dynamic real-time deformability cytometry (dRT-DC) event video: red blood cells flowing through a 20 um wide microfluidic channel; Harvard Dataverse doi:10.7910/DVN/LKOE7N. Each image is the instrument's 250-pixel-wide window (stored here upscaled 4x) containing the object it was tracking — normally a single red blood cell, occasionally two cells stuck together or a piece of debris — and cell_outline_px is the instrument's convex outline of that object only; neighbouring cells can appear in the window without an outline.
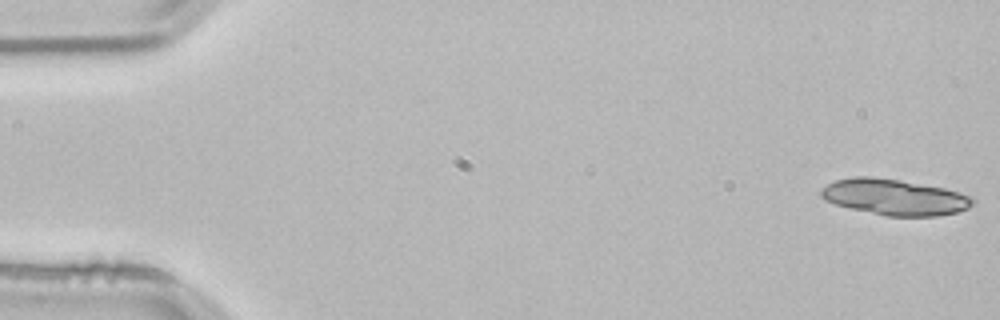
{"species": "common noctule bat (a hibernating species)", "species_latin": "Nyctalus noctula", "temperature_condition": "room temperature", "stored_images_in_passage": 25, "camera_frame_rate_fps": 3000, "um_per_image_px": 0.085, "animal": {"sex": "male", "body_mass_g": 21.5, "forearm_length_mm": 52.0}, "frame": {"image": 1, "passage_image": 1, "time_ms": 0.0, "image_size_px": [1000, 320], "cell_outline_px": [[976, 200], [968, 208], [956, 212], [936, 216], [884, 216], [836, 204], [824, 200], [820, 196], [820, 188], [836, 180], [856, 176], [872, 176], [900, 180], [944, 188], [960, 192], [972, 196]], "centroid_in_image_um": [76.04, 16.75], "position_along_channel_um": 9.0, "area_um2": 31.79}}
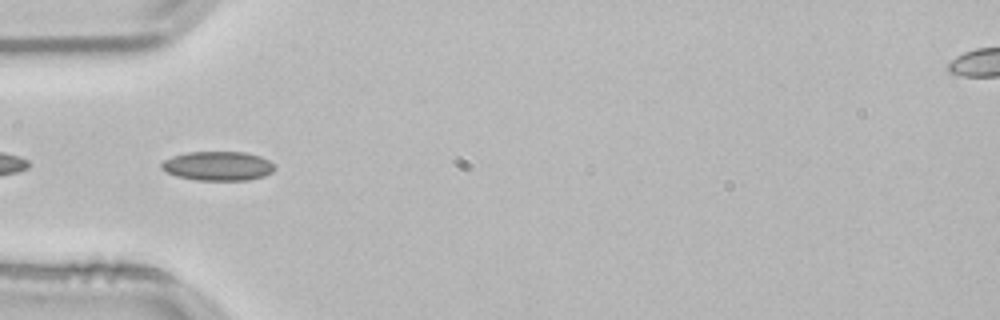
{"frame": {"image": 2, "passage_image": 17, "time_ms": 5.333, "image_size_px": [1000, 320], "cell_outline_px": [[276, 168], [272, 172], [264, 176], [248, 180], [196, 180], [176, 176], [164, 172], [160, 168], [160, 164], [164, 160], [172, 156], [188, 152], [244, 152], [260, 156], [268, 160]], "centroid_in_image_um": [18.48, 14.11], "position_along_channel_um": 66.5, "area_um2": 19.36}}